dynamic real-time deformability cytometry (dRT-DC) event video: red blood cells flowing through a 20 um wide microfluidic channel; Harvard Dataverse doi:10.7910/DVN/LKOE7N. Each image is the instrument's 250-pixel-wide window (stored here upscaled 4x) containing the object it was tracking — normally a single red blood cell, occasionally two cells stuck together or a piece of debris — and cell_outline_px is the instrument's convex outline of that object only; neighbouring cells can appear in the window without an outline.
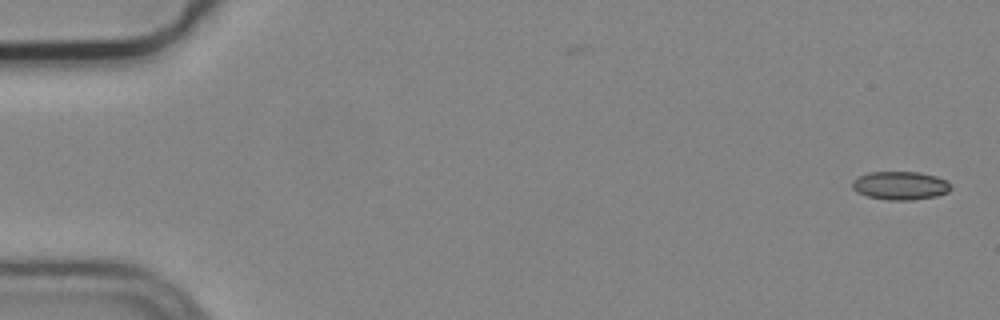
{"species": "common noctule bat (a hibernating species)", "species_latin": "Nyctalus noctula", "temperature_condition": "cold", "stored_images_in_passage": 4, "camera_frame_rate_fps": 3000, "um_per_image_px": 0.085, "animal": {"sex": "male", "body_mass_g": 19.2, "forearm_length_mm": 51.8}, "frame": {"image": 1, "passage_image": 1, "time_ms": 0.0, "image_size_px": [1000, 320], "cell_outline_px": [[952, 188], [948, 192], [936, 196], [912, 200], [888, 200], [868, 196], [856, 192], [852, 188], [852, 180], [856, 176], [868, 172], [920, 172], [936, 176], [948, 180]], "centroid_in_image_um": [76.52, 15.76], "position_along_channel_um": 8.5, "area_um2": 16.53}}